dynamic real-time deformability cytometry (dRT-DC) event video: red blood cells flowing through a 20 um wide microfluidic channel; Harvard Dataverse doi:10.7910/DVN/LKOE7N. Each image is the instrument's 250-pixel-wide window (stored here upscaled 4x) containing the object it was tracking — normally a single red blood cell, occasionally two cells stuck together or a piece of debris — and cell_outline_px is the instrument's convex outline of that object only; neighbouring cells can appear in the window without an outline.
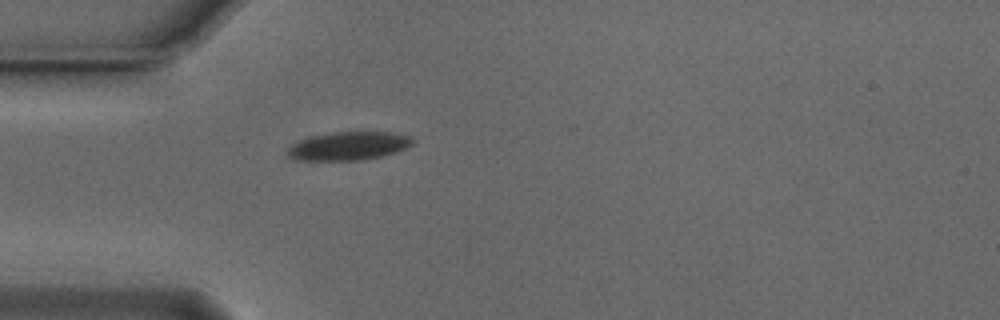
{"species": "Egyptian fruit bat (a non-hibernating species)", "species_latin": "Rousettus aegyptiacus", "temperature_condition": "cold", "stored_images_in_passage": 31, "camera_frame_rate_fps": 3000, "um_per_image_px": 0.085, "animal": {"sex": "male"}, "frame": {"image": 1, "passage_image": 1, "time_ms": 0.0, "image_size_px": [1000, 320], "cell_outline_px": [[416, 140], [412, 144], [396, 152], [364, 160], [296, 160], [288, 156], [288, 148], [292, 144], [300, 140], [312, 136], [328, 132], [392, 132], [412, 136]], "centroid_in_image_um": [29.65, 12.4], "position_along_channel_um": 55.3, "area_um2": 20.75}}
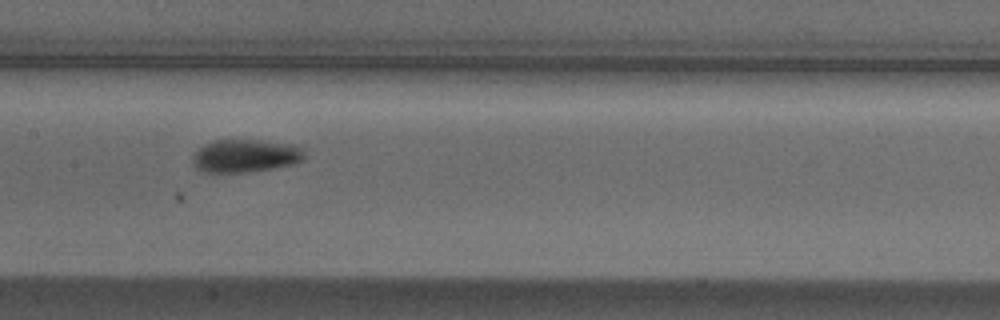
{"frame": {"image": 2, "passage_image": 12, "time_ms": 3.667, "image_size_px": [1000, 320], "cell_outline_px": [[304, 160], [296, 164], [248, 172], [204, 172], [196, 168], [192, 160], [196, 152], [204, 144], [212, 140], [260, 140], [296, 144], [304, 152]], "centroid_in_image_um": [20.89, 13.24], "position_along_channel_um": 186.5, "area_um2": 21.56}}
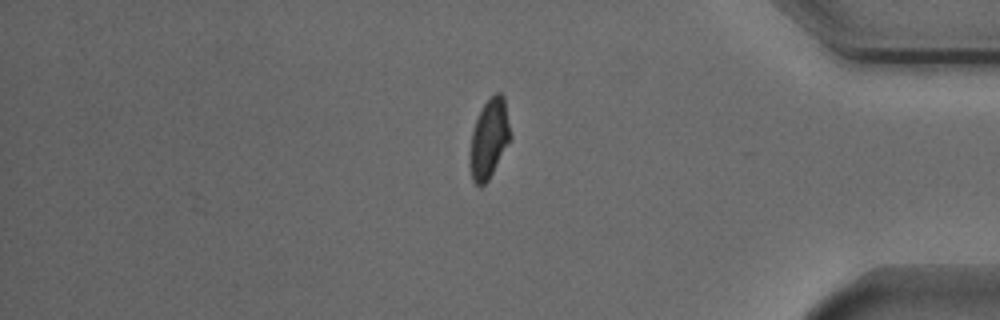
{"frame": {"image": 3, "passage_image": 31, "time_ms": 10.0, "image_size_px": [1000, 320], "cell_outline_px": [[512, 140], [488, 180], [480, 188], [472, 180], [468, 164], [468, 152], [472, 132], [476, 120], [484, 104], [496, 92], [500, 92], [504, 96], [512, 136]], "centroid_in_image_um": [41.57, 11.84], "position_along_channel_um": 393.6, "area_um2": 19.19}, "authors_computed_cell_mechanics": {"area_um2": 20.519, "velocity_mm_per_s": 3.737, "shape_relaxation_time_tau1_ms": 4.3214, "shape_relaxation_time_tau2_ms": 4.3468, "deformation_change_tau1": 0.1236, "deformation_change_tau2": 0.0725}}